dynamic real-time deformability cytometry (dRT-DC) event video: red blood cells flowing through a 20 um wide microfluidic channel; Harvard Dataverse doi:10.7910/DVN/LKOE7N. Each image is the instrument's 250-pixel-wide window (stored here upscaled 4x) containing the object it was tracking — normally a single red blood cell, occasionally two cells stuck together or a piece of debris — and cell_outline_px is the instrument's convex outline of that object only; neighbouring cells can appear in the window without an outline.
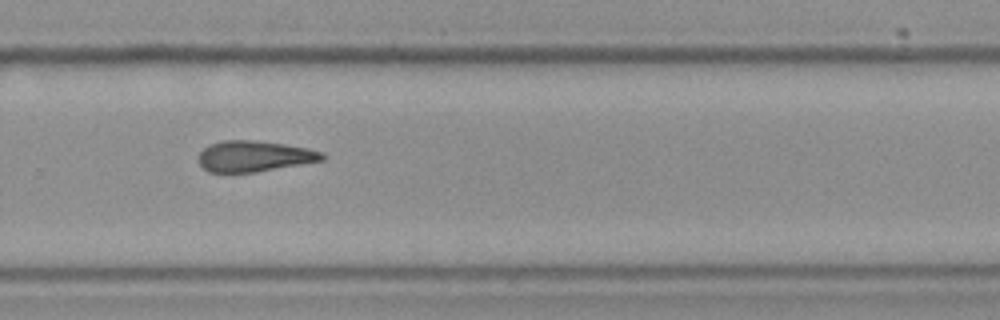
{"species": "Egyptian fruit bat (a non-hibernating species)", "species_latin": "Rousettus aegyptiacus", "temperature_condition": "cold", "stored_images_in_passage": 13, "camera_frame_rate_fps": 3000, "um_per_image_px": 0.085, "frame": {"image": 1, "passage_image": 10, "time_ms": 3.0, "image_size_px": [1000, 320], "cell_outline_px": [[324, 160], [256, 172], [208, 172], [200, 164], [200, 152], [208, 144], [224, 140], [256, 140], [284, 144], [308, 148], [324, 152]], "centroid_in_image_um": [21.62, 13.27], "position_along_channel_um": 308.2, "area_um2": 22.2}}
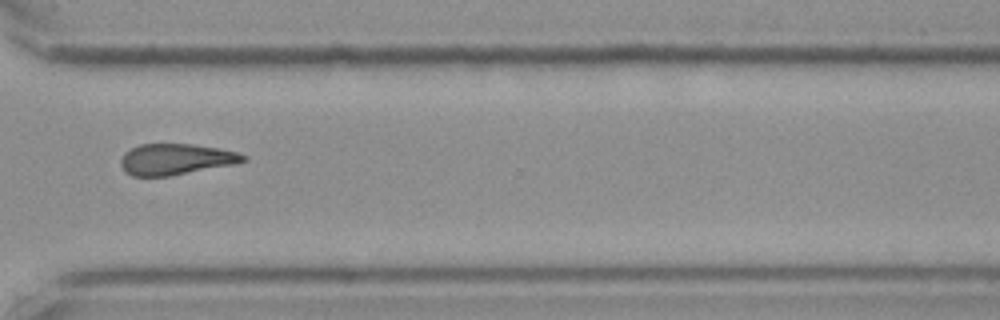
{"frame": {"image": 2, "passage_image": 11, "time_ms": 3.333, "image_size_px": [1000, 320], "cell_outline_px": [[248, 160], [232, 164], [168, 176], [132, 176], [120, 164], [120, 160], [124, 152], [140, 144], [192, 144], [216, 148], [236, 152], [248, 156]], "centroid_in_image_um": [14.92, 13.53], "position_along_channel_um": 355.7, "area_um2": 21.79}}